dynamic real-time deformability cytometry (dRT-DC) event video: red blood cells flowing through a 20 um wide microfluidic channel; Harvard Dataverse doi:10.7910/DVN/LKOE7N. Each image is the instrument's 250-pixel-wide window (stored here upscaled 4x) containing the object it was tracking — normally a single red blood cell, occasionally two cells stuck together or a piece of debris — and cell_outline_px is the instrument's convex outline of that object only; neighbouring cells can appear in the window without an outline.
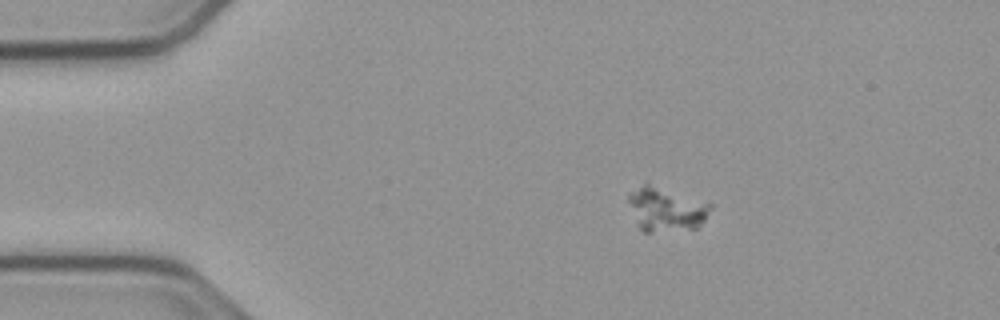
{"species": "common noctule bat (a hibernating species)", "species_latin": "Nyctalus noctula", "temperature_condition": "cold", "stored_images_in_passage": 46, "camera_frame_rate_fps": 3000, "um_per_image_px": 0.085, "animal": {"sex": "male", "body_mass_g": 23.1, "forearm_length_mm": 52.7}, "frame": {"image": 1, "passage_image": 1, "time_ms": 0.0, "image_size_px": [1000, 320], "cell_outline_px": [[712, 208], [704, 220], [696, 228], [652, 232], [644, 232], [636, 224], [628, 200], [628, 196], [644, 180], [712, 204]], "centroid_in_image_um": [56.59, 17.75], "position_along_channel_um": 28.4, "area_um2": 21.21}}
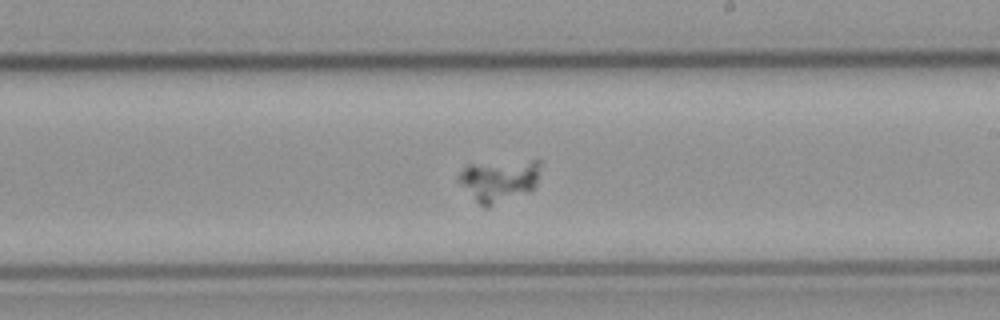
{"frame": {"image": 2, "passage_image": 23, "time_ms": 7.333, "image_size_px": [1000, 320], "cell_outline_px": [[540, 164], [536, 184], [528, 192], [488, 208], [484, 208], [476, 200], [460, 180], [460, 172], [468, 164], [532, 160], [540, 160]], "centroid_in_image_um": [42.47, 15.34], "position_along_channel_um": 246.5, "area_um2": 19.59}}
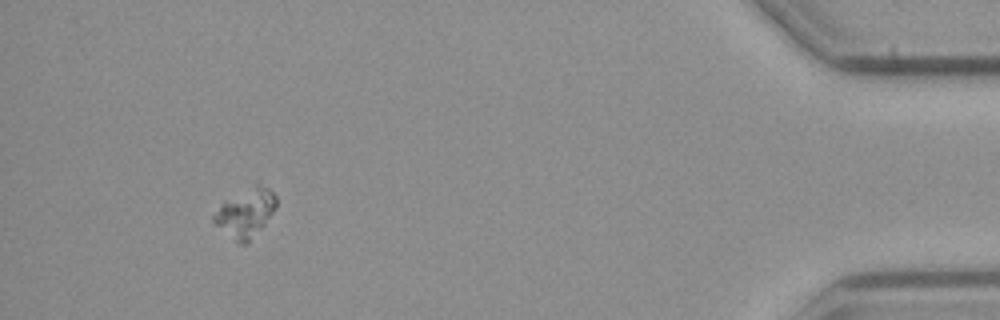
{"frame": {"image": 3, "passage_image": 42, "time_ms": 13.667, "image_size_px": [1000, 320], "cell_outline_px": [[276, 208], [264, 224], [248, 244], [240, 244], [216, 224], [212, 220], [212, 216], [224, 200], [256, 184], [260, 184], [268, 188], [276, 196]], "centroid_in_image_um": [20.88, 18.09], "position_along_channel_um": 414.3, "area_um2": 17.28}}